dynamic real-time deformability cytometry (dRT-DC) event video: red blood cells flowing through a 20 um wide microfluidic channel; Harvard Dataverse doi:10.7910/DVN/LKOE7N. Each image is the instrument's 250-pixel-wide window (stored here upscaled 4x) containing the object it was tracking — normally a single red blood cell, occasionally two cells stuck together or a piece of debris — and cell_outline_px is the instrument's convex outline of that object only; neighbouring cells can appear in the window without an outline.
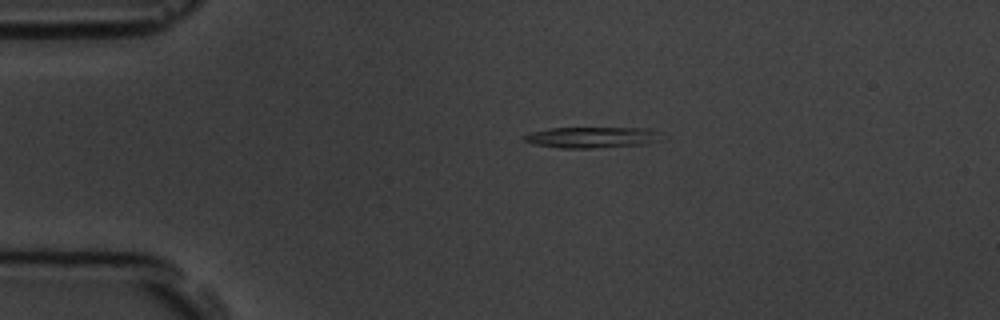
{"species": "common noctule bat (a hibernating species)", "species_latin": "Nyctalus noctula", "temperature_condition": "room temperature", "stored_images_in_passage": 4, "camera_frame_rate_fps": 3000, "um_per_image_px": 0.085, "animal": {"sex": "male", "body_mass_g": 19.5, "forearm_length_mm": 54.6}, "frame": {"image": 1, "passage_image": 3, "time_ms": 2.333, "image_size_px": [1000, 320], "cell_outline_px": [[656, 132], [652, 140], [644, 144], [592, 148], [560, 148], [532, 144], [524, 140], [524, 136], [528, 132], [548, 128], [648, 128]], "centroid_in_image_um": [50.1, 11.67], "position_along_channel_um": 34.9, "area_um2": 16.3}}